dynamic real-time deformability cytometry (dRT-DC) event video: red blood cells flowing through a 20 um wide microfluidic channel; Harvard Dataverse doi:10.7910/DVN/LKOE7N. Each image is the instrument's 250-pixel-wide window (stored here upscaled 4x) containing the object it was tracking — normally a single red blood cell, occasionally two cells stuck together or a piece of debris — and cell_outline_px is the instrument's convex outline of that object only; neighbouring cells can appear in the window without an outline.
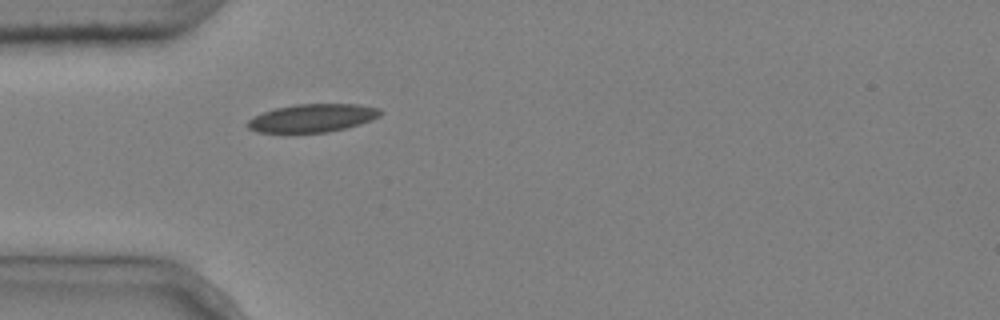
{"species": "common noctule bat (a hibernating species)", "species_latin": "Nyctalus noctula", "temperature_condition": "cold", "stored_images_in_passage": 1, "camera_frame_rate_fps": 3000, "um_per_image_px": 0.085, "animal": {"sex": "male", "body_mass_g": 20.4}, "frame": {"image": 1, "passage_image": 1, "time_ms": 0.0, "image_size_px": [1000, 320], "cell_outline_px": [[384, 112], [380, 116], [372, 120], [360, 124], [328, 132], [256, 132], [248, 128], [248, 120], [264, 112], [276, 108], [296, 104], [356, 104], [380, 108]], "centroid_in_image_um": [26.61, 10.02], "position_along_channel_um": 58.4, "area_um2": 21.56}}